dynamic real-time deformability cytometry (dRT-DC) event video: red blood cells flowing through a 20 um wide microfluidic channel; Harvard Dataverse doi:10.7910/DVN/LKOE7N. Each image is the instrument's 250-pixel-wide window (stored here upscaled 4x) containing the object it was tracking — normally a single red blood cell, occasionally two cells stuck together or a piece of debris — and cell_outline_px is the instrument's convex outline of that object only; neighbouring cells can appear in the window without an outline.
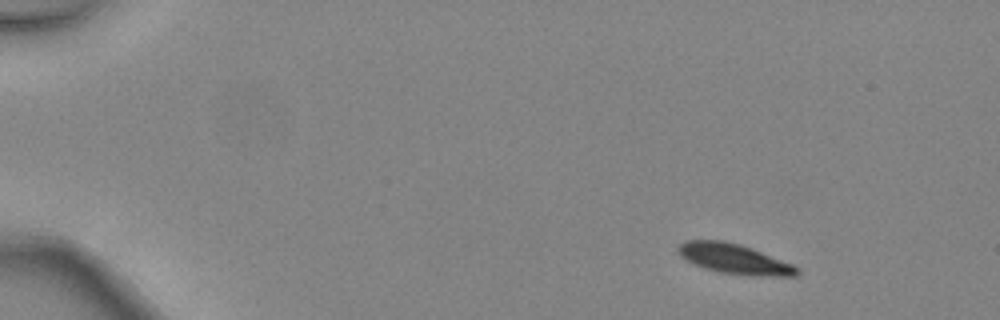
{"species": "common noctule bat (a hibernating species)", "species_latin": "Nyctalus noctula", "temperature_condition": "warm", "stored_images_in_passage": 5, "camera_frame_rate_fps": 3000, "um_per_image_px": 0.085, "animal": {"sex": "female", "body_mass_g": 24.6, "forearm_length_mm": 56.2}, "frame": {"image": 1, "passage_image": 1, "time_ms": 0.0, "image_size_px": [1000, 320], "cell_outline_px": [[800, 272], [796, 276], [772, 276], [720, 272], [704, 268], [680, 256], [676, 248], [684, 240], [724, 240], [740, 244], [752, 248], [792, 264], [800, 268]], "centroid_in_image_um": [62.41, 21.98], "position_along_channel_um": 22.6, "area_um2": 20.52}}
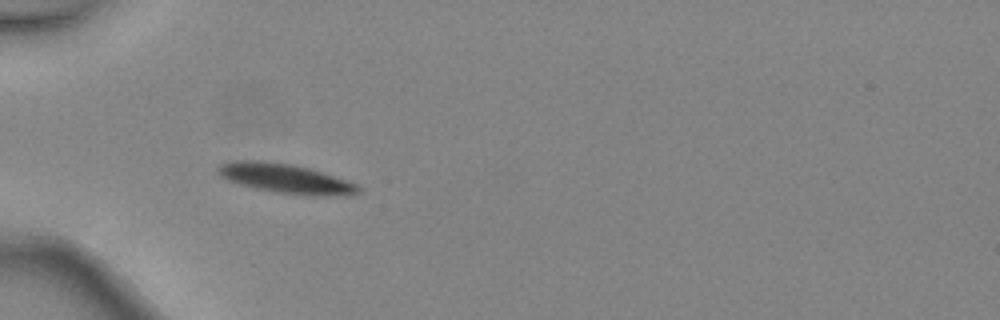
{"frame": {"image": 2, "passage_image": 4, "time_ms": 1.0, "image_size_px": [1000, 320], "cell_outline_px": [[360, 192], [352, 196], [308, 196], [276, 192], [256, 188], [240, 184], [228, 180], [220, 176], [216, 172], [216, 168], [220, 164], [232, 160], [260, 160], [288, 164], [308, 168], [356, 184], [360, 188]], "centroid_in_image_um": [24.25, 15.19], "position_along_channel_um": 60.7, "area_um2": 24.04}}
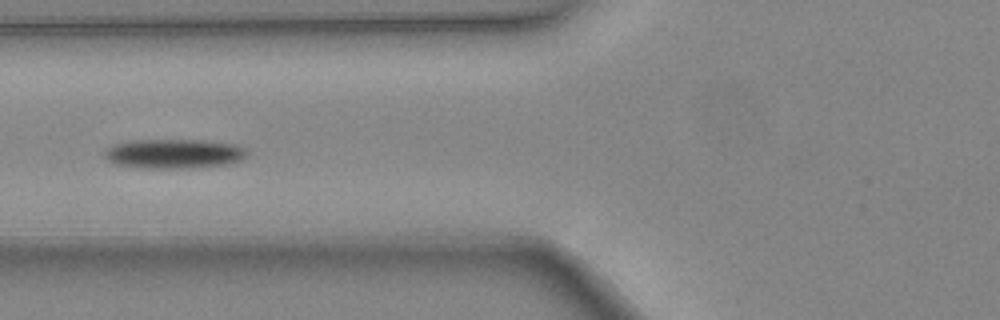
{"frame": {"image": 3, "passage_image": 5, "time_ms": 1.333, "image_size_px": [1000, 320], "cell_outline_px": [[248, 156], [240, 160], [228, 164], [196, 168], [140, 168], [116, 164], [108, 160], [104, 156], [104, 148], [112, 144], [132, 140], [200, 140], [232, 144], [244, 148], [248, 152]], "centroid_in_image_um": [14.75, 13.07], "position_along_channel_um": 111.1, "area_um2": 24.68}}